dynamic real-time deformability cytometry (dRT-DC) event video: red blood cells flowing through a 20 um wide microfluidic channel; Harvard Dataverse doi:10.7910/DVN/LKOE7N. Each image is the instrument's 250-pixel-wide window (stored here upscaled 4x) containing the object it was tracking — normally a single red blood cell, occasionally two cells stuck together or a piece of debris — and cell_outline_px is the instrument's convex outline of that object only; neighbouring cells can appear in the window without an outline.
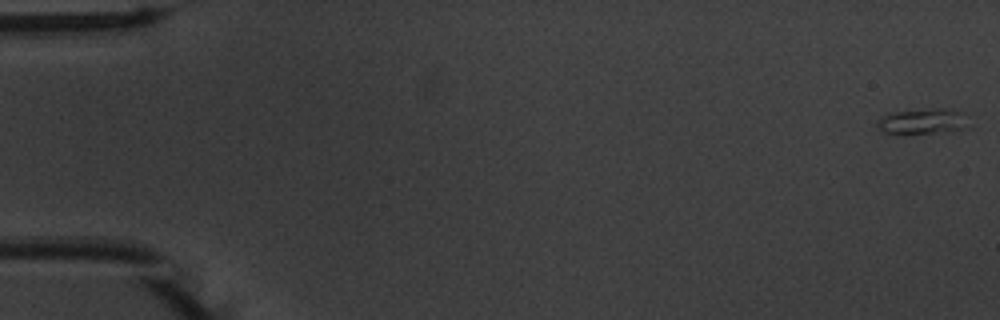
{"species": "common noctule bat (a hibernating species)", "species_latin": "Nyctalus noctula", "temperature_condition": "warm", "stored_images_in_passage": 54, "camera_frame_rate_fps": 3000, "um_per_image_px": 0.085, "animal": {"sex": "male", "body_mass_g": 20.1, "forearm_length_mm": 53.5}, "frame": {"image": 1, "passage_image": 1, "time_ms": 0.0, "image_size_px": [1000, 320], "cell_outline_px": [[964, 112], [960, 128], [932, 132], [884, 132], [876, 124], [876, 120], [892, 112], [936, 108], [944, 108]], "centroid_in_image_um": [78.3, 10.26], "position_along_channel_um": 6.7, "area_um2": 12.43}}